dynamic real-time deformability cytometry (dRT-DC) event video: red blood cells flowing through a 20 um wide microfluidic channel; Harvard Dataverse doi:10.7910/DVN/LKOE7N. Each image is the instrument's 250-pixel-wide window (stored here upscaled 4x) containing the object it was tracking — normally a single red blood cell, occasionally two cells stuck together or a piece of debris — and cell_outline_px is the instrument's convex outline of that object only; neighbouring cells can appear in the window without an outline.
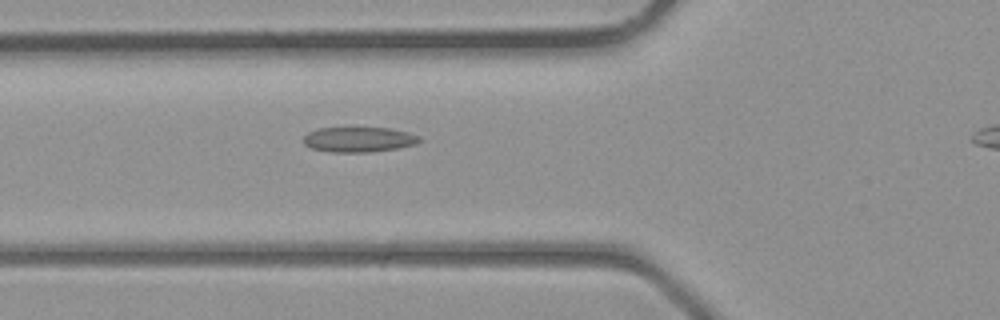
{"species": "common noctule bat (a hibernating species)", "species_latin": "Nyctalus noctula", "temperature_condition": "room temperature", "stored_images_in_passage": 4, "camera_frame_rate_fps": 3000, "um_per_image_px": 0.085, "animal": {"sex": "male", "body_mass_g": 23.1, "forearm_length_mm": 52.7}, "frame": {"image": 1, "passage_image": 2, "time_ms": 0.333, "image_size_px": [1000, 320], "cell_outline_px": [[420, 140], [416, 144], [400, 148], [372, 152], [332, 152], [312, 148], [304, 144], [304, 136], [308, 132], [320, 128], [352, 124], [388, 128], [408, 132], [420, 136]], "centroid_in_image_um": [30.5, 11.8], "position_along_channel_um": 95.3, "area_um2": 17.92}}
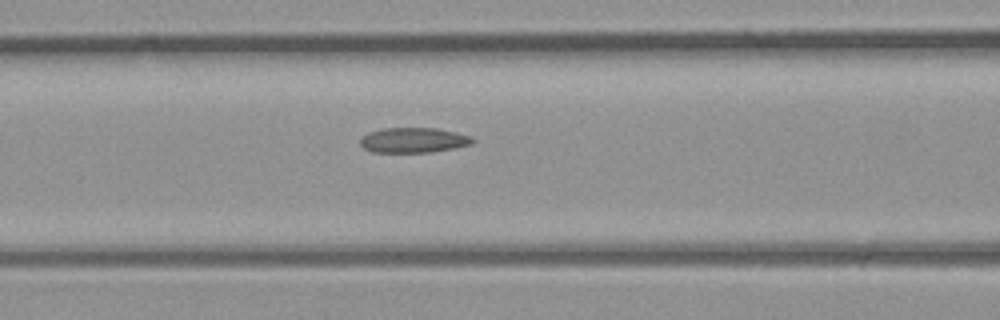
{"frame": {"image": 2, "passage_image": 4, "time_ms": 1.0, "image_size_px": [1000, 320], "cell_outline_px": [[476, 140], [472, 144], [456, 148], [432, 152], [372, 152], [364, 148], [360, 144], [360, 140], [368, 132], [384, 128], [436, 128], [456, 132], [472, 136]], "centroid_in_image_um": [35.19, 11.91], "position_along_channel_um": 131.4, "area_um2": 16.53}}